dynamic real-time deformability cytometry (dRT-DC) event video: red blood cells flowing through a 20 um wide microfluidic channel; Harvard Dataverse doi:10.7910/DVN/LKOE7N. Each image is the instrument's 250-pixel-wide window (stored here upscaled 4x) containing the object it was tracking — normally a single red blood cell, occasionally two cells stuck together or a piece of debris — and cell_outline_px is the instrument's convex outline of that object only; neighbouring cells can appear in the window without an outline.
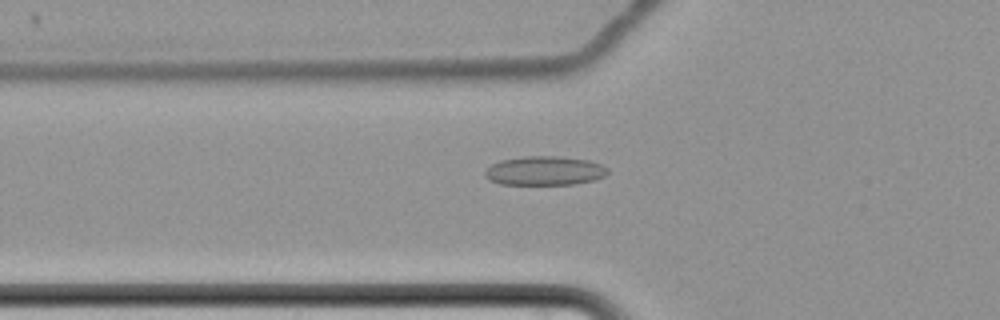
{"species": "common noctule bat (a hibernating species)", "species_latin": "Nyctalus noctula", "temperature_condition": "cold", "stored_images_in_passage": 56, "camera_frame_rate_fps": 3000, "um_per_image_px": 0.085, "animal": {"sex": "female", "body_mass_g": 22.7, "forearm_length_mm": 54.2}, "frame": {"image": 1, "passage_image": 18, "time_ms": 5.667, "image_size_px": [1000, 320], "cell_outline_px": [[608, 172], [604, 176], [596, 180], [576, 184], [500, 184], [488, 180], [484, 176], [484, 172], [492, 164], [500, 160], [524, 156], [556, 156], [588, 160], [600, 164], [608, 168]], "centroid_in_image_um": [46.28, 14.52], "position_along_channel_um": 79.5, "area_um2": 20.87}}
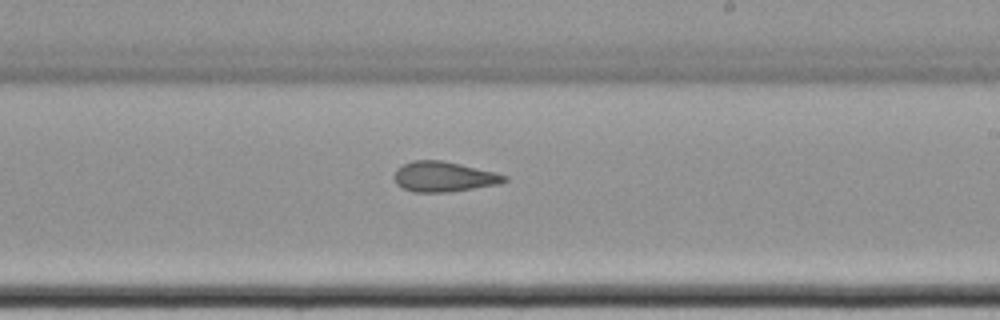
{"frame": {"image": 2, "passage_image": 33, "time_ms": 10.667, "image_size_px": [1000, 320], "cell_outline_px": [[508, 180], [500, 184], [448, 192], [412, 192], [396, 184], [392, 176], [396, 168], [412, 160], [440, 160], [460, 164], [496, 172], [508, 176]], "centroid_in_image_um": [37.7, 15.02], "position_along_channel_um": 251.3, "area_um2": 19.54}}
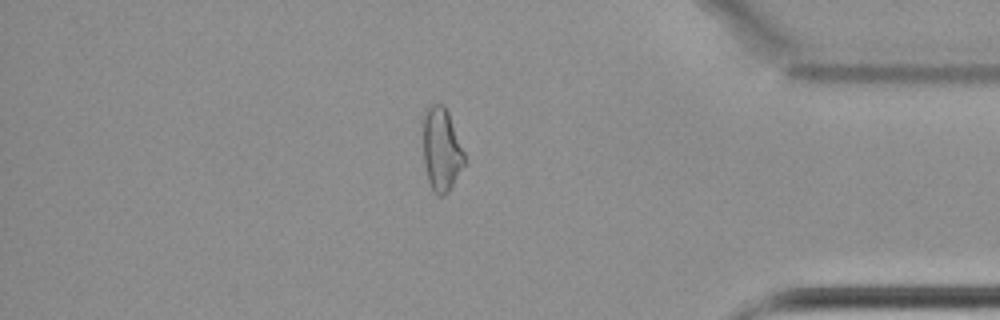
{"frame": {"image": 3, "passage_image": 48, "time_ms": 15.667, "image_size_px": [1000, 320], "cell_outline_px": [[464, 164], [448, 192], [444, 196], [436, 196], [432, 192], [428, 180], [424, 160], [420, 120], [428, 108], [432, 104], [444, 104], [448, 112], [464, 152]], "centroid_in_image_um": [37.47, 12.69], "position_along_channel_um": 397.7, "area_um2": 20.4}, "authors_computed_cell_mechanics": {"area_um2": 20.6924, "velocity_mm_per_s": 3.4408, "shape_relaxation_time_tau1_ms": null, "shape_relaxation_time_tau2_ms": 3.6001, "deformation_change_tau1": null, "deformation_change_tau2": 0.1023}}